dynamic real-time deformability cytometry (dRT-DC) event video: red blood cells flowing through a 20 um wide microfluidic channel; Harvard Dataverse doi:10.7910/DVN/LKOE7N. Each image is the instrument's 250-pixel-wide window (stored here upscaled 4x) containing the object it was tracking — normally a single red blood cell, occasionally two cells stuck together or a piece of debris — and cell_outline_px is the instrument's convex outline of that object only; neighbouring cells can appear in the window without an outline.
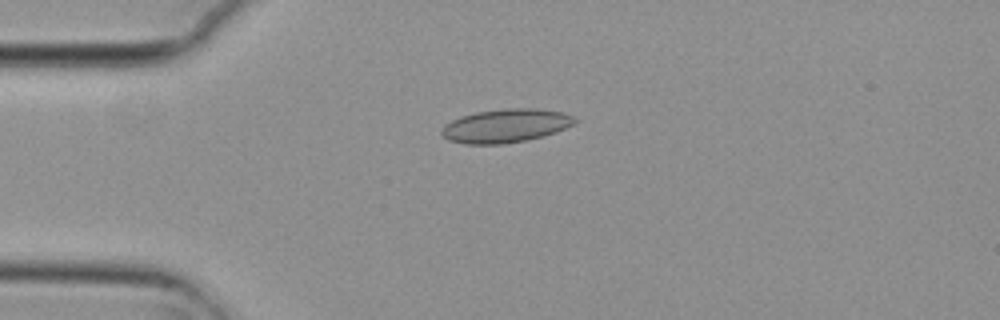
{"species": "common noctule bat (a hibernating species)", "species_latin": "Nyctalus noctula", "temperature_condition": "cold", "stored_images_in_passage": 2, "camera_frame_rate_fps": 3000, "um_per_image_px": 0.085, "animal": {"sex": "female", "body_mass_g": 29.2, "forearm_length_mm": 56.3}, "frame": {"image": 1, "passage_image": 1, "time_ms": 0.0, "image_size_px": [1000, 320], "cell_outline_px": [[580, 120], [556, 132], [544, 136], [504, 144], [464, 144], [448, 140], [440, 132], [440, 128], [444, 124], [460, 116], [476, 112], [504, 108], [536, 108], [564, 112]], "centroid_in_image_um": [42.96, 10.68], "position_along_channel_um": 42.0, "area_um2": 26.24}}